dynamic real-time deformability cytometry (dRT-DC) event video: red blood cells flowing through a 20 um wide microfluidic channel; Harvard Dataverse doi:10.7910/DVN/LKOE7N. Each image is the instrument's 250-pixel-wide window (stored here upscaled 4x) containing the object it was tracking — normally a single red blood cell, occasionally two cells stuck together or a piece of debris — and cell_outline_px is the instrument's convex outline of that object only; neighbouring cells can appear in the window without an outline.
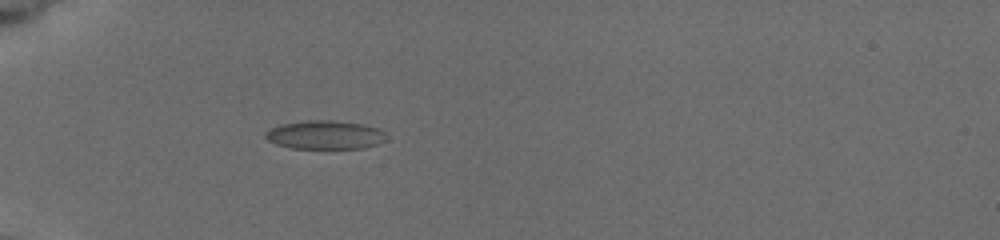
{"species": "common noctule bat (a hibernating species)", "species_latin": "Nyctalus noctula", "temperature_condition": "cold", "stored_images_in_passage": 31, "camera_frame_rate_fps": 3000, "um_per_image_px": 0.085, "animal": {"sex": "female", "body_mass_g": 19.5, "forearm_length_mm": 54.1}, "frame": {"image": 1, "passage_image": 1, "time_ms": 0.0, "image_size_px": [1000, 240], "cell_outline_px": [[384, 140], [376, 144], [364, 148], [292, 148], [276, 144], [268, 140], [264, 136], [264, 132], [280, 124], [308, 120], [336, 120], [360, 124], [376, 128], [384, 132]], "centroid_in_image_um": [27.57, 11.46], "position_along_channel_um": 57.4, "area_um2": 19.94}}
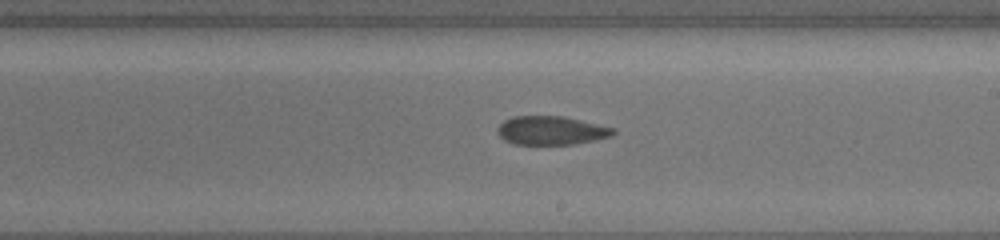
{"frame": {"image": 2, "passage_image": 13, "time_ms": 5.333, "image_size_px": [1000, 240], "cell_outline_px": [[616, 132], [612, 136], [596, 140], [576, 144], [512, 144], [504, 140], [496, 132], [496, 128], [504, 120], [516, 116], [560, 116], [580, 120], [612, 128]], "centroid_in_image_um": [46.81, 11.1], "position_along_channel_um": 242.2, "area_um2": 19.25}}
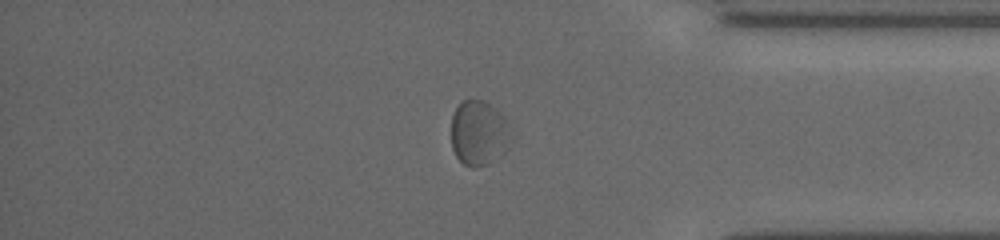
{"frame": {"image": 3, "passage_image": 26, "time_ms": 9.667, "image_size_px": [1000, 240], "cell_outline_px": [[516, 136], [508, 148], [500, 156], [488, 164], [476, 168], [472, 168], [464, 164], [456, 156], [452, 148], [452, 116], [456, 108], [464, 100], [484, 100], [500, 112], [504, 116], [516, 132]], "centroid_in_image_um": [40.79, 11.33], "position_along_channel_um": 394.4, "area_um2": 23.35}}